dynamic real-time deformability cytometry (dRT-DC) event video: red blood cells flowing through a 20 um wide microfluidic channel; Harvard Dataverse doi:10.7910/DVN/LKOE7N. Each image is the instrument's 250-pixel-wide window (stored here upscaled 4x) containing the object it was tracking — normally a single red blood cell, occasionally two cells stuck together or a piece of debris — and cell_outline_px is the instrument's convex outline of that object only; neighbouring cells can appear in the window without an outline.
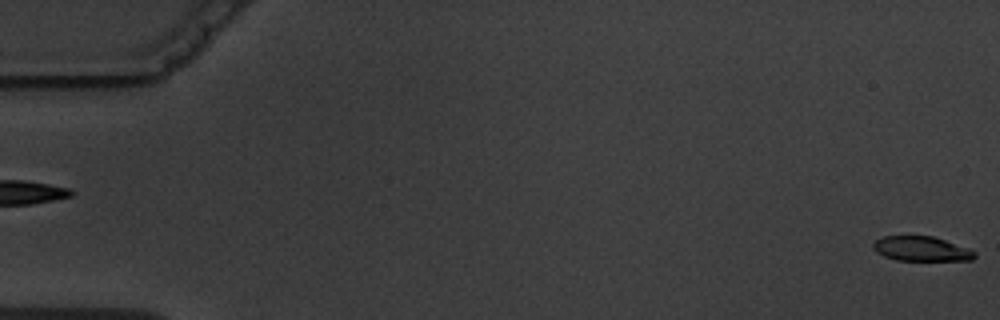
{"species": "common noctule bat (a hibernating species)", "species_latin": "Nyctalus noctula", "temperature_condition": "warm", "stored_images_in_passage": 5, "segment_of_instrument_passage": [2, 2], "camera_frame_rate_fps": 3000, "um_per_image_px": 0.085, "animal": {"sex": "male", "body_mass_g": 19.5, "forearm_length_mm": 54.6}, "frame": {"image": 1, "passage_image": 5, "time_ms": 4.667, "image_size_px": [1000, 320], "cell_outline_px": [[976, 256], [972, 260], [896, 260], [884, 256], [876, 252], [872, 248], [872, 244], [876, 240], [884, 236], [932, 236], [968, 248], [976, 252]], "centroid_in_image_um": [78.3, 21.15], "position_along_channel_um": 6.7, "area_um2": 14.51}}